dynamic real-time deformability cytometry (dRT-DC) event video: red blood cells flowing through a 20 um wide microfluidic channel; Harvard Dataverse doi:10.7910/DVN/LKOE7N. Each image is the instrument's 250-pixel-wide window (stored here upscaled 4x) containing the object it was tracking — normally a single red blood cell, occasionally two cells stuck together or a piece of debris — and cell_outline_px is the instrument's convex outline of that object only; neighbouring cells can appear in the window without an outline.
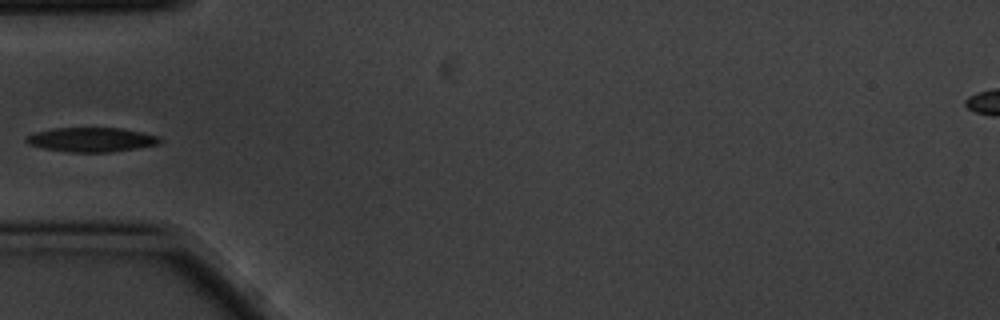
{"species": "common noctule bat (a hibernating species)", "species_latin": "Nyctalus noctula", "temperature_condition": "cold", "stored_images_in_passage": 8, "camera_frame_rate_fps": 3000, "um_per_image_px": 0.085, "animal": {"sex": "male", "body_mass_g": 20.1, "forearm_length_mm": 53.5}, "frame": {"image": 1, "passage_image": 6, "time_ms": 1.667, "image_size_px": [1000, 320], "cell_outline_px": [[164, 140], [160, 144], [136, 148], [108, 152], [68, 152], [44, 148], [28, 144], [24, 140], [24, 136], [36, 132], [52, 128], [120, 128], [160, 136]], "centroid_in_image_um": [7.77, 11.87], "position_along_channel_um": 77.2, "area_um2": 19.02}}